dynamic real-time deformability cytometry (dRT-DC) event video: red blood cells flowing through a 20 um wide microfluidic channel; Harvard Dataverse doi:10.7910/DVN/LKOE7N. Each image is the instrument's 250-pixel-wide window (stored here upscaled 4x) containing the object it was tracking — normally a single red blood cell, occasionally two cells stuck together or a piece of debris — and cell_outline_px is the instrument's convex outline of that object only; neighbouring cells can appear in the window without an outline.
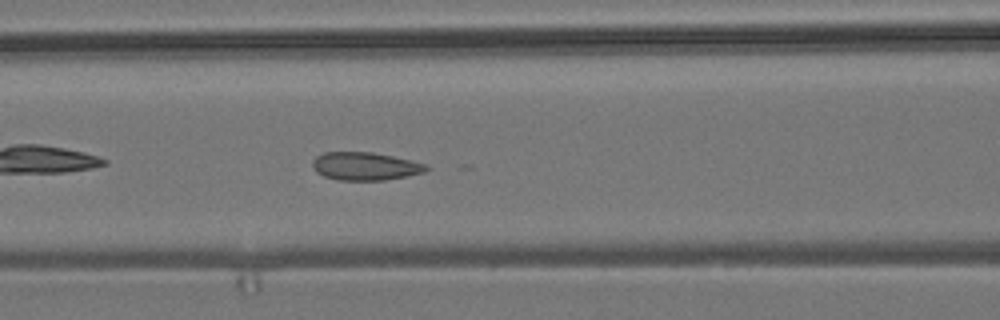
{"species": "common noctule bat (a hibernating species)", "species_latin": "Nyctalus noctula", "temperature_condition": "room temperature", "stored_images_in_passage": 25, "camera_frame_rate_fps": 3000, "um_per_image_px": 0.085, "animal": {"sex": "male", "body_mass_g": 19.2, "forearm_length_mm": 51.8}, "frame": {"image": 1, "passage_image": 8, "time_ms": 2.333, "image_size_px": [1000, 320], "cell_outline_px": [[432, 168], [424, 172], [408, 176], [384, 180], [340, 180], [324, 176], [316, 172], [312, 168], [312, 160], [316, 156], [324, 152], [372, 152], [412, 160], [424, 164]], "centroid_in_image_um": [31.03, 14.13], "position_along_channel_um": 135.6, "area_um2": 18.67}}
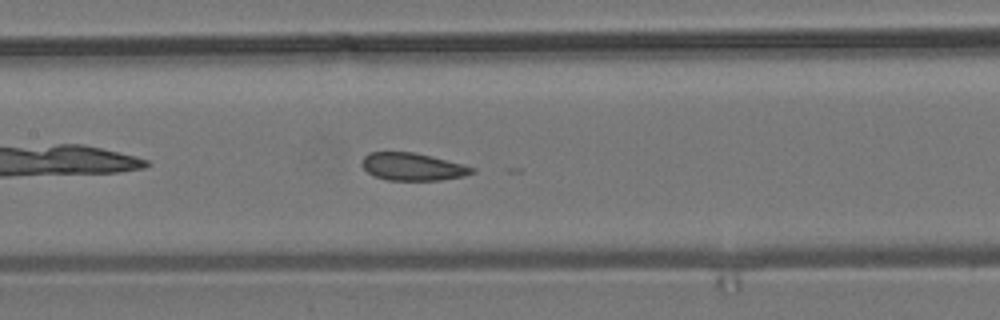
{"frame": {"image": 2, "passage_image": 11, "time_ms": 3.333, "image_size_px": [1000, 320], "cell_outline_px": [[476, 172], [464, 176], [440, 180], [388, 180], [376, 176], [368, 172], [360, 164], [360, 160], [368, 152], [412, 152], [432, 156], [464, 164], [476, 168]], "centroid_in_image_um": [35.08, 14.16], "position_along_channel_um": 172.3, "area_um2": 17.8}}
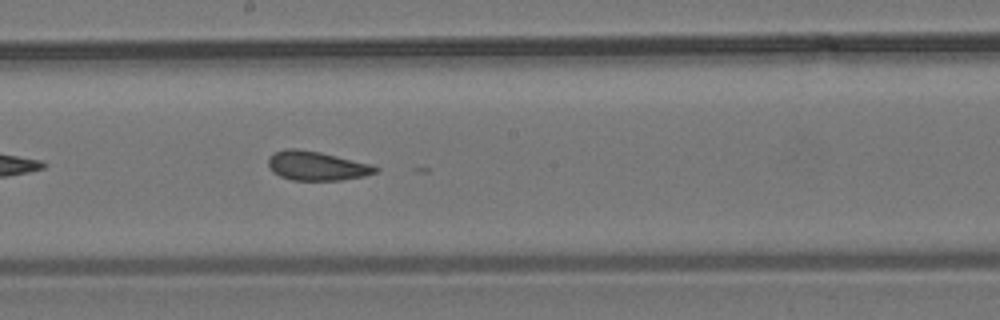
{"frame": {"image": 3, "passage_image": 15, "time_ms": 4.667, "image_size_px": [1000, 320], "cell_outline_px": [[380, 168], [376, 172], [364, 176], [340, 180], [292, 180], [280, 176], [272, 172], [268, 168], [268, 156], [272, 152], [284, 148], [296, 148], [320, 152], [372, 164]], "centroid_in_image_um": [26.87, 14.08], "position_along_channel_um": 221.3, "area_um2": 18.44}}